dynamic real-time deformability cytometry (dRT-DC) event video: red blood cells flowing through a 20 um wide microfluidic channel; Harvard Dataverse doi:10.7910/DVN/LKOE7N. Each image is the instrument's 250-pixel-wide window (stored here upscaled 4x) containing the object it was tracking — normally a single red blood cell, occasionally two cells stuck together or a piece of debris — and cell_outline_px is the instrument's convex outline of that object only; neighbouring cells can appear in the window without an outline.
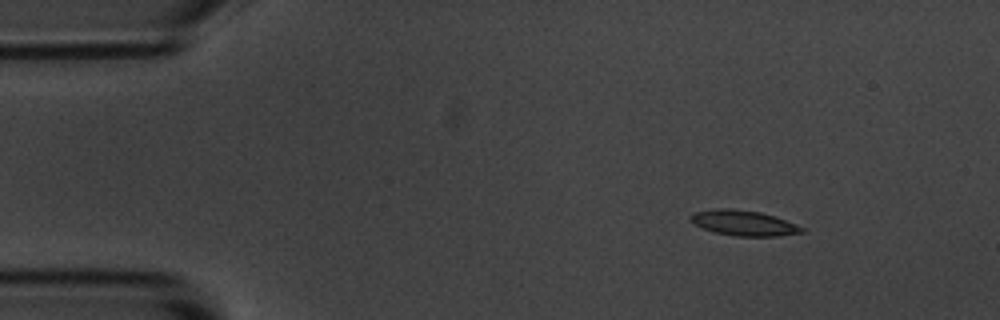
{"species": "common noctule bat (a hibernating species)", "species_latin": "Nyctalus noctula", "temperature_condition": "room temperature", "stored_images_in_passage": 7, "camera_frame_rate_fps": 3000, "um_per_image_px": 0.085, "animal": {"sex": "male", "body_mass_g": 20.1, "forearm_length_mm": 53.5}, "frame": {"image": 1, "passage_image": 2, "time_ms": 2.0, "image_size_px": [1000, 320], "cell_outline_px": [[804, 232], [780, 236], [736, 236], [716, 232], [692, 224], [688, 216], [692, 212], [720, 208], [728, 208], [760, 212], [796, 224], [804, 228]], "centroid_in_image_um": [63.17, 18.95], "position_along_channel_um": 21.8, "area_um2": 16.3}}
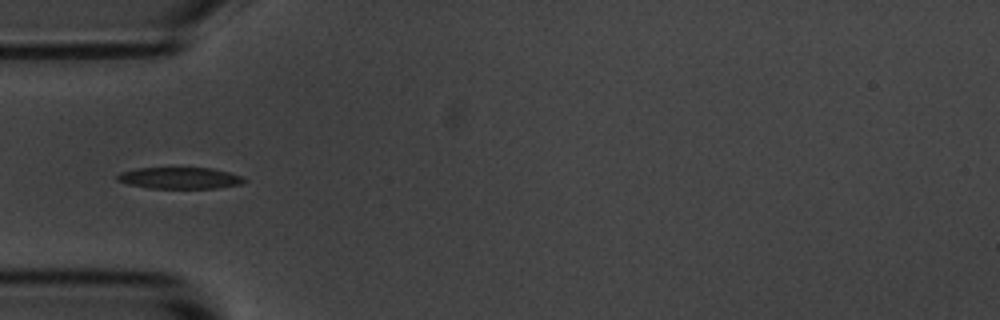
{"frame": {"image": 2, "passage_image": 5, "time_ms": 5.333, "image_size_px": [1000, 320], "cell_outline_px": [[248, 180], [240, 184], [216, 188], [148, 188], [128, 184], [116, 180], [116, 176], [120, 172], [136, 168], [212, 168], [244, 176]], "centroid_in_image_um": [15.28, 15.13], "position_along_channel_um": 69.7, "area_um2": 15.95}}
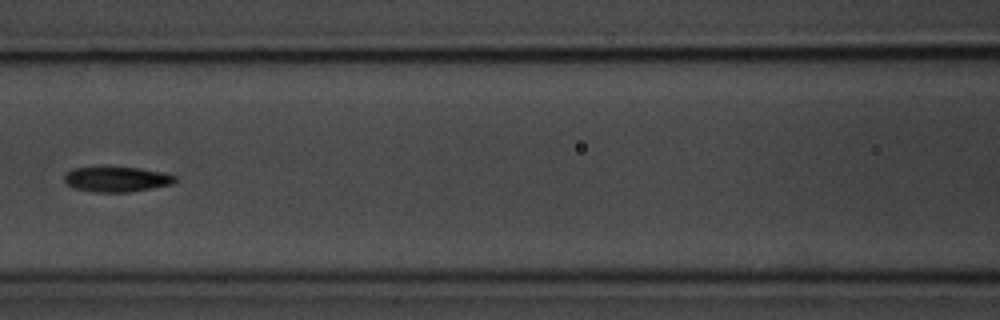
{"frame": {"image": 3, "passage_image": 7, "time_ms": 7.667, "image_size_px": [1000, 320], "cell_outline_px": [[176, 180], [172, 184], [128, 192], [92, 192], [72, 188], [64, 180], [64, 176], [72, 168], [140, 168], [160, 172], [176, 176]], "centroid_in_image_um": [9.89, 15.25], "position_along_channel_um": 156.7, "area_um2": 15.9}}